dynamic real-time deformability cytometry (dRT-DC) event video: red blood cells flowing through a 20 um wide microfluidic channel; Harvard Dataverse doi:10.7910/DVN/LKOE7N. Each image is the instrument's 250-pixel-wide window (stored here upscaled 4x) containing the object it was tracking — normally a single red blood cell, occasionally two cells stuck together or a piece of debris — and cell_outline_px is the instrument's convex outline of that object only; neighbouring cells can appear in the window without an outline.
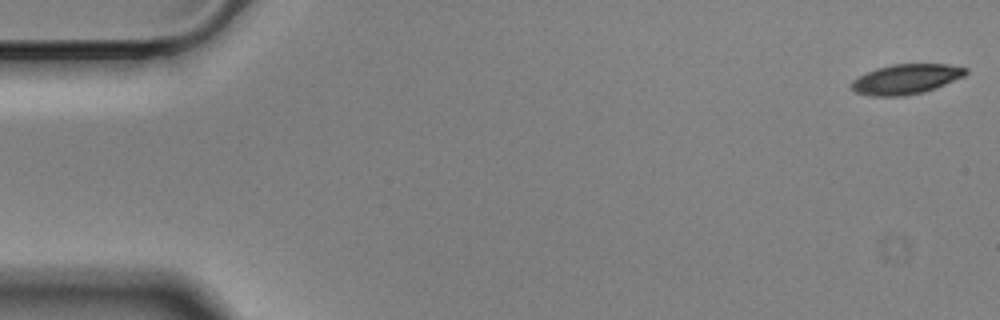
{"species": "Egyptian fruit bat (a non-hibernating species)", "species_latin": "Rousettus aegyptiacus", "temperature_condition": "cold", "stored_images_in_passage": 57, "camera_frame_rate_fps": 3000, "um_per_image_px": 0.085, "animal": {"sex": "male"}, "frame": {"image": 1, "passage_image": 1, "time_ms": 0.0, "image_size_px": [1000, 320], "cell_outline_px": [[968, 72], [964, 76], [936, 88], [924, 92], [904, 96], [872, 96], [856, 92], [852, 88], [852, 80], [876, 68], [896, 64], [948, 64], [968, 68]], "centroid_in_image_um": [77.05, 6.72], "position_along_channel_um": 7.9, "area_um2": 19.83}}
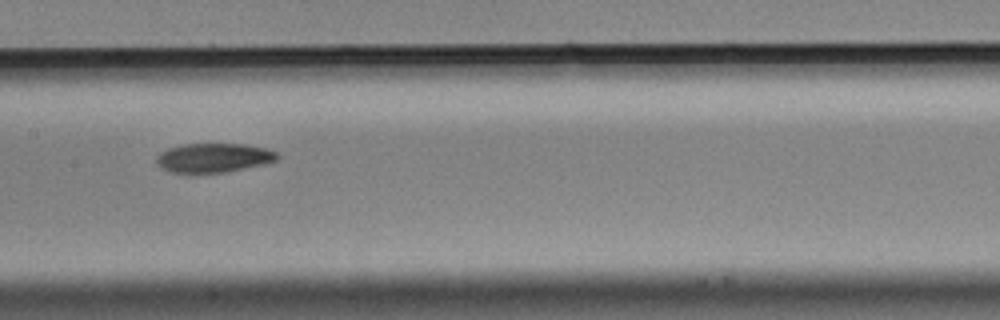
{"frame": {"image": 2, "passage_image": 28, "time_ms": 9.0, "image_size_px": [1000, 320], "cell_outline_px": [[280, 156], [276, 160], [264, 164], [228, 172], [168, 172], [160, 168], [156, 164], [156, 156], [160, 152], [168, 148], [184, 144], [244, 144], [264, 148], [276, 152]], "centroid_in_image_um": [18.12, 13.41], "position_along_channel_um": 189.3, "area_um2": 20.52}}
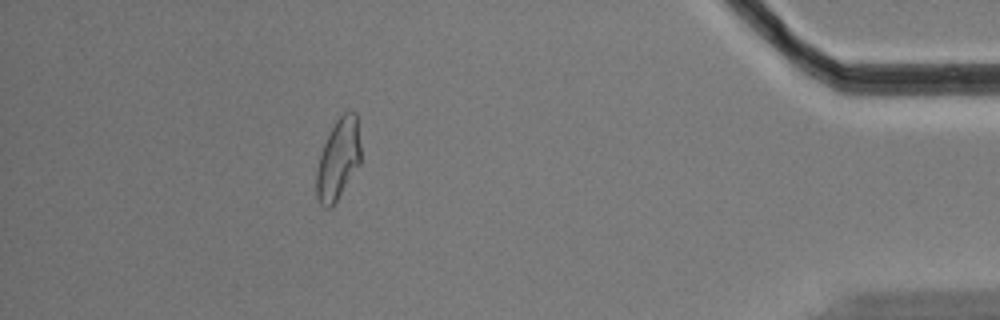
{"frame": {"image": 3, "passage_image": 51, "time_ms": 16.667, "image_size_px": [1000, 320], "cell_outline_px": [[360, 164], [332, 208], [324, 208], [320, 204], [316, 196], [316, 172], [320, 152], [336, 120], [348, 108], [356, 112], [360, 144]], "centroid_in_image_um": [28.74, 13.54], "position_along_channel_um": 406.5, "area_um2": 21.04}, "authors_computed_cell_mechanics": {"area_um2": 21.0392, "velocity_mm_per_s": 3.4912, "shape_relaxation_time_tau1_ms": 6.3629, "shape_relaxation_time_tau2_ms": null, "deformation_change_tau1": 0.1783, "deformation_change_tau2": null}}